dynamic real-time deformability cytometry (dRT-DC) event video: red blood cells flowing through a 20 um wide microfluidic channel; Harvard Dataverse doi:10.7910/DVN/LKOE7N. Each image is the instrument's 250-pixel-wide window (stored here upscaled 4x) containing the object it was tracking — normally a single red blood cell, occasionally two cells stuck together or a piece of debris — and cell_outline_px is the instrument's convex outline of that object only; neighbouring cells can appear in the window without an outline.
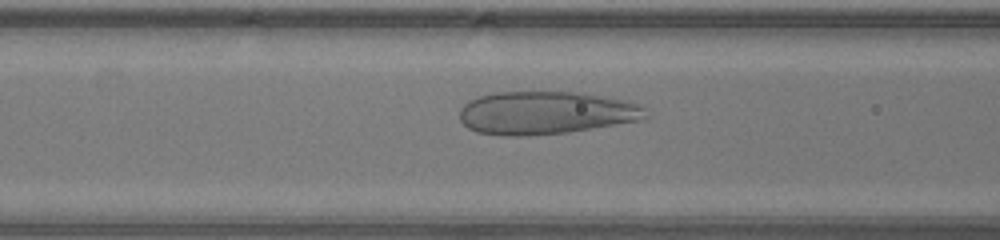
{"species": "human", "species_latin": "Homo sapiens", "temperature_condition": "warm", "stored_images_in_passage": 47, "camera_frame_rate_fps": 3000, "um_per_image_px": 0.085, "donor": {"sex": "male"}, "frame": {"image": 1, "passage_image": 18, "time_ms": 5.667, "image_size_px": [1000, 240], "cell_outline_px": [[648, 116], [636, 120], [592, 128], [568, 132], [528, 136], [504, 136], [476, 132], [468, 128], [460, 120], [460, 108], [468, 100], [480, 96], [496, 92], [584, 92], [628, 100], [644, 108]], "centroid_in_image_um": [46.35, 9.58], "position_along_channel_um": 120.3, "area_um2": 46.64}}
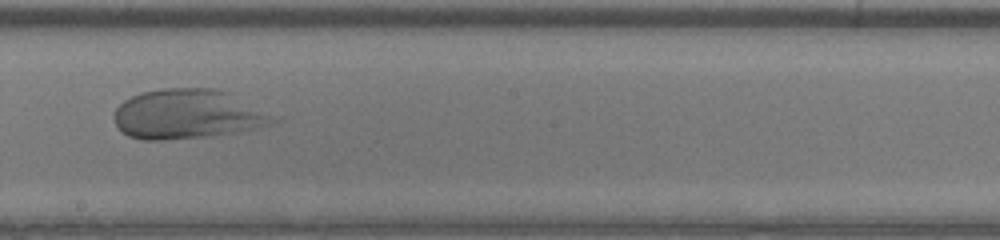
{"frame": {"image": 2, "passage_image": 26, "time_ms": 8.333, "image_size_px": [1000, 240], "cell_outline_px": [[284, 120], [272, 124], [256, 128], [236, 132], [204, 136], [164, 140], [144, 140], [128, 136], [116, 124], [116, 108], [124, 100], [140, 92], [160, 88], [216, 88], [232, 92], [284, 116]], "centroid_in_image_um": [16.14, 9.68], "position_along_channel_um": 232.1, "area_um2": 47.05}}
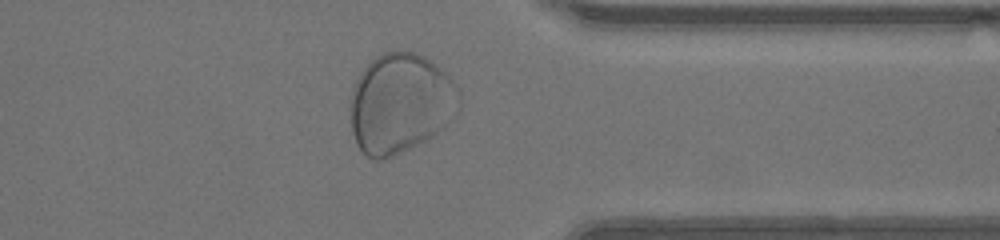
{"frame": {"image": 3, "passage_image": 37, "time_ms": 12.0, "image_size_px": [1000, 240], "cell_outline_px": [[460, 108], [456, 116], [444, 128], [428, 140], [384, 160], [372, 160], [356, 144], [352, 132], [352, 92], [356, 80], [360, 72], [376, 56], [384, 52], [412, 52], [424, 56], [436, 64], [460, 88]], "centroid_in_image_um": [34.08, 8.81], "position_along_channel_um": 377.3, "area_um2": 63.64}}